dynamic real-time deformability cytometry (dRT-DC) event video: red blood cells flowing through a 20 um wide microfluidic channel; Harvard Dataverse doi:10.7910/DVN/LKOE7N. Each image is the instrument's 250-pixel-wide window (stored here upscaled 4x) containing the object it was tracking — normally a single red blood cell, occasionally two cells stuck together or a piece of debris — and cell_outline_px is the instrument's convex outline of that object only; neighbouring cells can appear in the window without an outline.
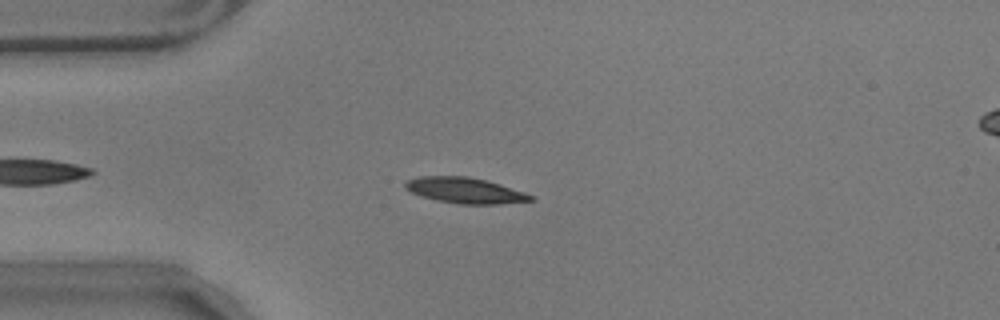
{"species": "common noctule bat (a hibernating species)", "species_latin": "Nyctalus noctula", "temperature_condition": "warm", "stored_images_in_passage": 14, "camera_frame_rate_fps": 3000, "um_per_image_px": 0.085, "animal": {"sex": "male", "body_mass_g": 17.9}, "frame": {"image": 1, "passage_image": 10, "time_ms": 3.0, "image_size_px": [1000, 320], "cell_outline_px": [[536, 200], [500, 204], [460, 204], [436, 200], [420, 196], [404, 188], [404, 184], [408, 180], [420, 176], [468, 176], [500, 184], [536, 196]], "centroid_in_image_um": [39.55, 16.19], "position_along_channel_um": 45.4, "area_um2": 18.84}}